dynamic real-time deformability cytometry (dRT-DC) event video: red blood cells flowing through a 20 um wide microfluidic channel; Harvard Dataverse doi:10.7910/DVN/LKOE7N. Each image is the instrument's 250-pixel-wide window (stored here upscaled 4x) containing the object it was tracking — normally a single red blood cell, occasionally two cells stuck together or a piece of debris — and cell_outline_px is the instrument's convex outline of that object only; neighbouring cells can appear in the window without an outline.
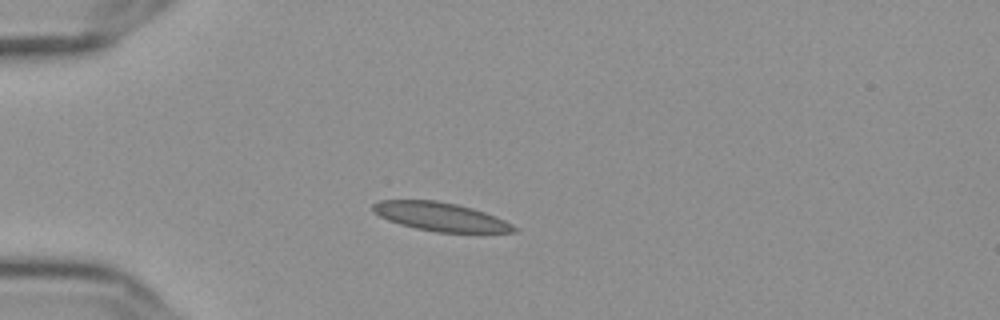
{"species": "Egyptian fruit bat (a non-hibernating species)", "species_latin": "Rousettus aegyptiacus", "temperature_condition": "cold", "stored_images_in_passage": 42, "camera_frame_rate_fps": 3000, "um_per_image_px": 0.085, "frame": {"image": 1, "passage_image": 1, "time_ms": 0.0, "image_size_px": [1000, 320], "cell_outline_px": [[516, 232], [436, 232], [416, 228], [400, 224], [388, 220], [372, 212], [372, 204], [380, 200], [436, 200], [456, 204], [472, 208], [496, 216], [512, 224], [516, 228]], "centroid_in_image_um": [37.41, 18.41], "position_along_channel_um": 47.6, "area_um2": 23.35}}
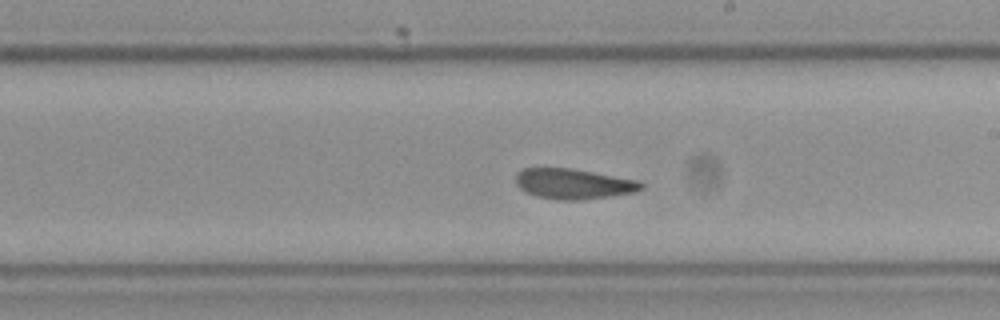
{"frame": {"image": 2, "passage_image": 19, "time_ms": 6.0, "image_size_px": [1000, 320], "cell_outline_px": [[644, 188], [636, 192], [580, 200], [556, 200], [536, 196], [524, 192], [516, 184], [516, 172], [524, 168], [568, 168], [640, 180], [644, 184]], "centroid_in_image_um": [48.74, 15.63], "position_along_channel_um": 240.3, "area_um2": 22.25}}
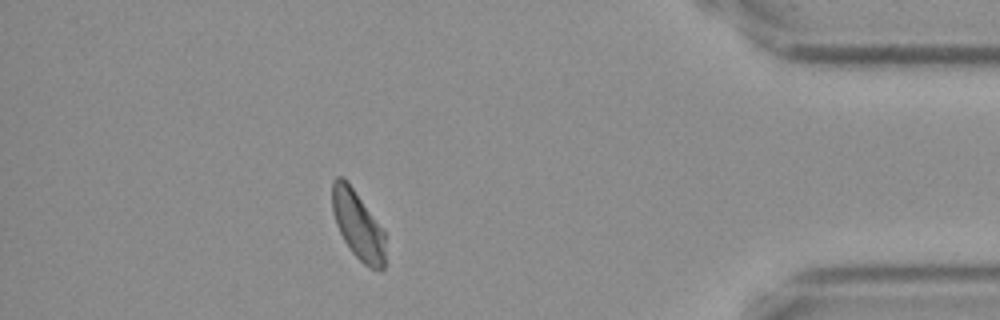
{"frame": {"image": 3, "passage_image": 36, "time_ms": 11.667, "image_size_px": [1000, 320], "cell_outline_px": [[384, 268], [380, 272], [368, 268], [352, 252], [344, 240], [336, 224], [332, 212], [332, 180], [336, 176], [340, 176], [352, 188], [384, 232]], "centroid_in_image_um": [30.4, 19.18], "position_along_channel_um": 404.8, "area_um2": 20.63}, "authors_computed_cell_mechanics": {"area_um2": 22.0507, "velocity_mm_per_s": 3.5843, "shape_relaxation_time_tau1_ms": 3.9395, "shape_relaxation_time_tau2_ms": 3.2897, "deformation_change_tau1": 0.1221, "deformation_change_tau2": 0.0965}}